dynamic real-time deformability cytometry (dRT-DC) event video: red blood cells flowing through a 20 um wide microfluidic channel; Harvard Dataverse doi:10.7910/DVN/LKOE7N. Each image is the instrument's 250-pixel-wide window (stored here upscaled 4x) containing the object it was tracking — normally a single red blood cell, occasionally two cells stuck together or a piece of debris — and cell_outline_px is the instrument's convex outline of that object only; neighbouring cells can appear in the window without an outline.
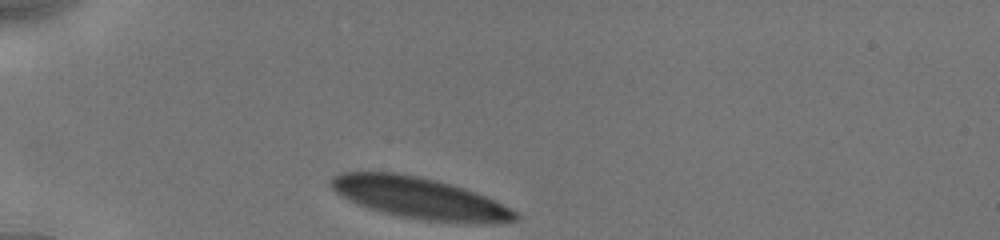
{"species": "human", "species_latin": "Homo sapiens", "temperature_condition": "cold", "stored_images_in_passage": 6, "camera_frame_rate_fps": 3000, "um_per_image_px": 0.085, "donor": {"sex": "male"}, "frame": {"image": 1, "passage_image": 1, "time_ms": 0.0, "image_size_px": [1000, 240], "cell_outline_px": [[520, 216], [516, 220], [476, 224], [468, 224], [424, 220], [400, 216], [380, 212], [368, 208], [340, 196], [332, 188], [328, 180], [332, 176], [340, 172], [396, 172], [436, 180], [464, 188], [476, 192], [516, 212]], "centroid_in_image_um": [35.61, 16.84], "position_along_channel_um": 49.4, "area_um2": 44.27}}
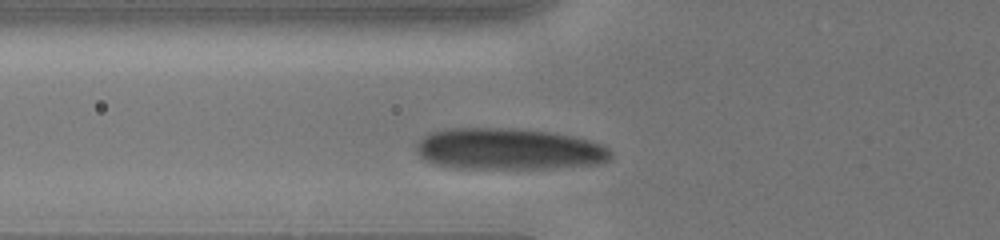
{"frame": {"image": 2, "passage_image": 5, "time_ms": 1.667, "image_size_px": [1000, 240], "cell_outline_px": [[612, 156], [608, 160], [596, 164], [544, 168], [448, 168], [432, 164], [424, 160], [416, 152], [416, 144], [428, 132], [444, 128], [516, 128], [552, 132], [592, 140], [604, 144], [612, 152]], "centroid_in_image_um": [43.2, 12.66], "position_along_channel_um": 82.6, "area_um2": 47.51}}